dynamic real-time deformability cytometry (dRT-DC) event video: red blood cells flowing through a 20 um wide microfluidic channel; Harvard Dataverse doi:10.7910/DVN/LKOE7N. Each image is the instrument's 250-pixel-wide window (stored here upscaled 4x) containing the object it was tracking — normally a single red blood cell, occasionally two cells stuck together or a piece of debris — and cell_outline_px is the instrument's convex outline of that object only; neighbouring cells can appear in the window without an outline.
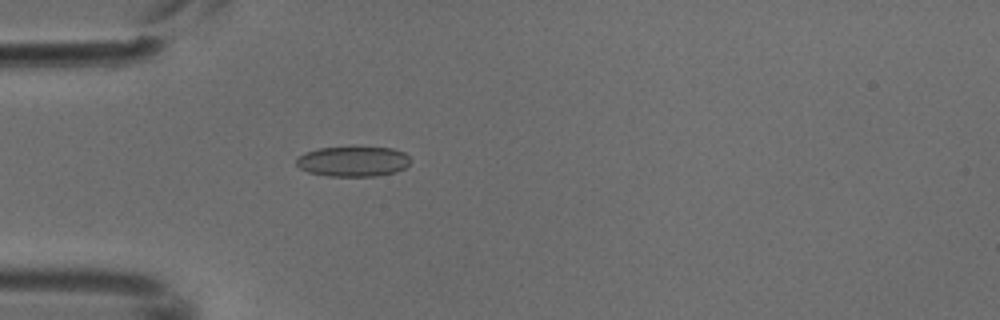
{"species": "common noctule bat (a hibernating species)", "species_latin": "Nyctalus noctula", "temperature_condition": "cold", "stored_images_in_passage": 4, "camera_frame_rate_fps": 3000, "um_per_image_px": 0.085, "animal": {"sex": "male", "body_mass_g": 18.8}, "frame": {"image": 1, "passage_image": 4, "time_ms": 1.0, "image_size_px": [1000, 320], "cell_outline_px": [[412, 160], [404, 168], [396, 172], [376, 176], [328, 176], [308, 172], [300, 168], [296, 164], [296, 160], [300, 156], [308, 152], [320, 148], [352, 144], [392, 148], [404, 152]], "centroid_in_image_um": [30.05, 13.67], "position_along_channel_um": 55.0, "area_um2": 20.81}}